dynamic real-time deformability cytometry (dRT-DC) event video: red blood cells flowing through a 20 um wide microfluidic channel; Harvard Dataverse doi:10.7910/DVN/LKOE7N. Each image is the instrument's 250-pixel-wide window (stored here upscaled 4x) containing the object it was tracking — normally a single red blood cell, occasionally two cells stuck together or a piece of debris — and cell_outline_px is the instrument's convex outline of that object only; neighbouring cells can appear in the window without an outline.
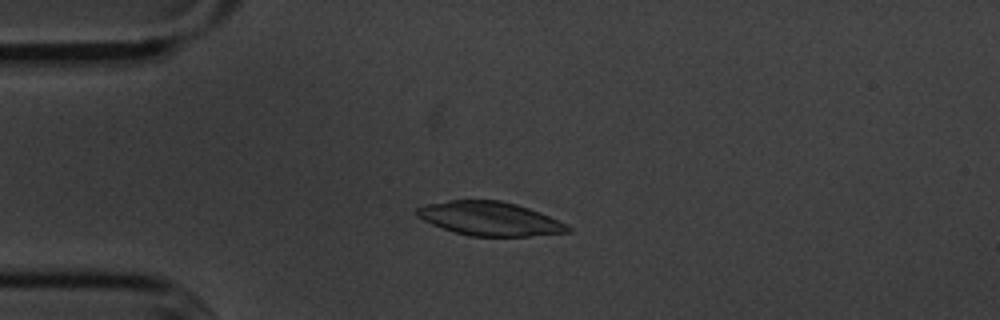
{"species": "common noctule bat (a hibernating species)", "species_latin": "Nyctalus noctula", "temperature_condition": "cold", "stored_images_in_passage": 48, "camera_frame_rate_fps": 3000, "um_per_image_px": 0.085, "animal": {"sex": "male", "body_mass_g": 20.1, "forearm_length_mm": 53.5}, "frame": {"image": 1, "passage_image": 6, "time_ms": 1.667, "image_size_px": [1000, 320], "cell_outline_px": [[572, 232], [528, 236], [468, 236], [432, 224], [416, 216], [416, 208], [424, 204], [448, 200], [500, 200], [516, 204], [528, 208], [568, 224], [572, 228]], "centroid_in_image_um": [41.63, 18.58], "position_along_channel_um": 43.4, "area_um2": 29.71}}
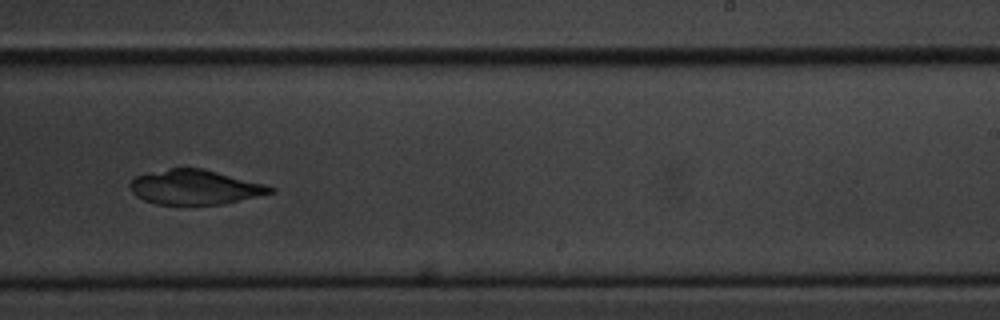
{"frame": {"image": 2, "passage_image": 27, "time_ms": 8.667, "image_size_px": [1000, 320], "cell_outline_px": [[276, 192], [224, 204], [156, 204], [144, 200], [136, 196], [128, 188], [128, 184], [136, 176], [172, 168], [204, 168], [264, 184], [276, 188]], "centroid_in_image_um": [16.58, 15.91], "position_along_channel_um": 272.4, "area_um2": 28.26}}
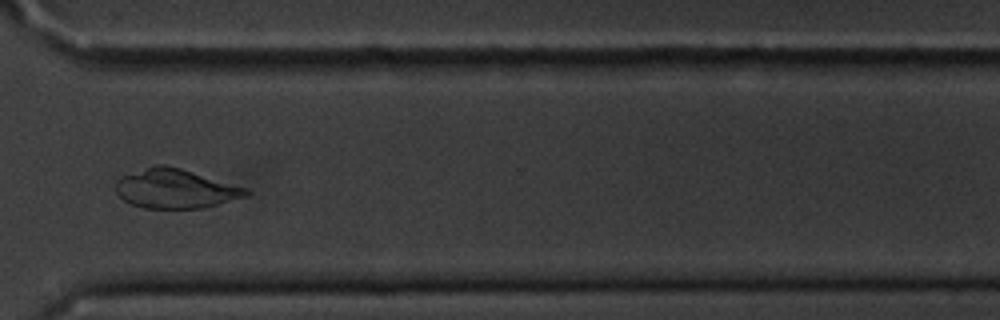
{"frame": {"image": 3, "passage_image": 34, "time_ms": 11.0, "image_size_px": [1000, 320], "cell_outline_px": [[252, 192], [248, 196], [204, 208], [144, 208], [132, 204], [124, 200], [116, 192], [116, 180], [124, 176], [156, 164], [164, 164], [180, 168], [248, 188]], "centroid_in_image_um": [14.96, 16.05], "position_along_channel_um": 355.6, "area_um2": 29.65}}